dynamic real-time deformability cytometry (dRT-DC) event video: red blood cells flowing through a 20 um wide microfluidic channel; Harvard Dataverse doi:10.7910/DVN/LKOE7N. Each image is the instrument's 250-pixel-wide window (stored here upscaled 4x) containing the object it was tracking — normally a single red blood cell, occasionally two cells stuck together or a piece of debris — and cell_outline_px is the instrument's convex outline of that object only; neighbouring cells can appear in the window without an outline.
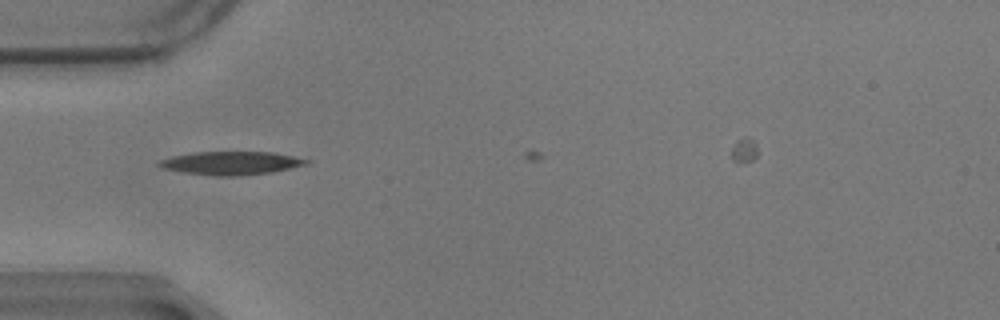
{"species": "common noctule bat (a hibernating species)", "species_latin": "Nyctalus noctula", "temperature_condition": "warm", "stored_images_in_passage": 13, "camera_frame_rate_fps": 3000, "um_per_image_px": 0.085, "animal": {"sex": "male", "body_mass_g": 17.9}, "frame": {"image": 1, "passage_image": 12, "time_ms": 3.667, "image_size_px": [1000, 320], "cell_outline_px": [[312, 160], [308, 164], [272, 172], [236, 176], [216, 176], [184, 172], [164, 168], [156, 164], [160, 160], [172, 156], [196, 152], [272, 152]], "centroid_in_image_um": [19.67, 13.86], "position_along_channel_um": 65.3, "area_um2": 19.83}}